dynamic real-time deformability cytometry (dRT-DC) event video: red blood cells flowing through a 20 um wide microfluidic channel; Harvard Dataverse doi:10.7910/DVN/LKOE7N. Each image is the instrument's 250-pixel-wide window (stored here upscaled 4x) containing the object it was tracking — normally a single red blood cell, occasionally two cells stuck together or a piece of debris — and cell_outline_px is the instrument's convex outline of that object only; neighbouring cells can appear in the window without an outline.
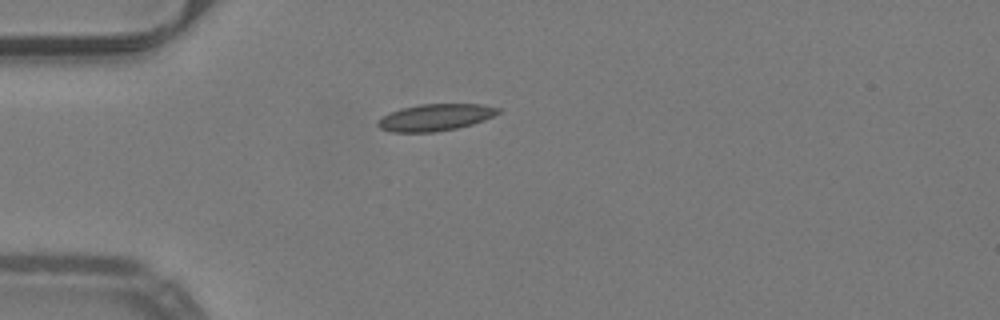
{"species": "common noctule bat (a hibernating species)", "species_latin": "Nyctalus noctula", "temperature_condition": "warm", "stored_images_in_passage": 38, "camera_frame_rate_fps": 3000, "um_per_image_px": 0.085, "animal": {"sex": "male", "body_mass_g": 19.2, "forearm_length_mm": 51.8}, "frame": {"image": 1, "passage_image": 1, "time_ms": 0.0, "image_size_px": [1000, 320], "cell_outline_px": [[500, 112], [484, 120], [472, 124], [456, 128], [436, 132], [392, 132], [380, 128], [376, 124], [388, 112], [400, 108], [420, 104], [480, 104], [500, 108]], "centroid_in_image_um": [36.99, 9.97], "position_along_channel_um": 48.0, "area_um2": 18.73}}
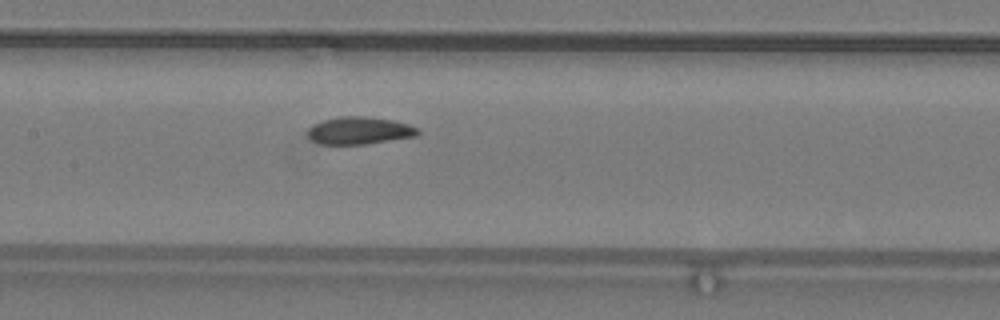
{"frame": {"image": 2, "passage_image": 12, "time_ms": 3.667, "image_size_px": [1000, 320], "cell_outline_px": [[420, 132], [416, 136], [364, 144], [316, 144], [308, 136], [308, 128], [312, 124], [324, 120], [340, 116], [364, 116], [392, 120], [408, 124], [420, 128]], "centroid_in_image_um": [30.53, 11.1], "position_along_channel_um": 176.9, "area_um2": 17.63}}
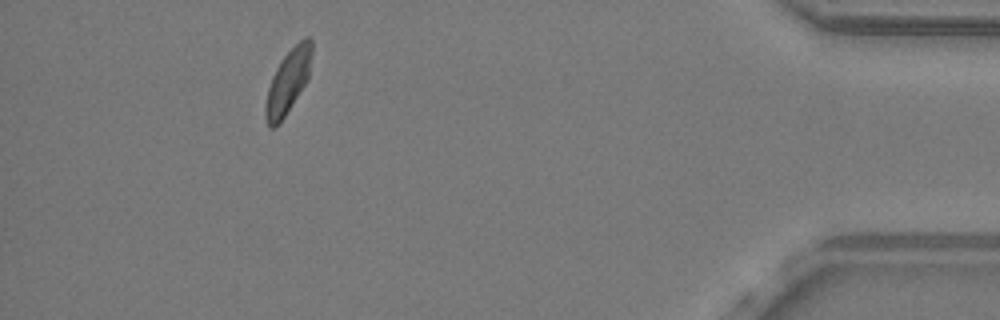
{"frame": {"image": 3, "passage_image": 34, "time_ms": 11.0, "image_size_px": [1000, 320], "cell_outline_px": [[312, 52], [308, 80], [276, 128], [268, 128], [264, 116], [264, 104], [268, 88], [272, 76], [276, 68], [284, 56], [304, 36], [308, 36], [312, 40]], "centroid_in_image_um": [24.46, 6.95], "position_along_channel_um": 410.7, "area_um2": 17.28}, "authors_computed_cell_mechanics": {"area_um2": 17.7446, "velocity_mm_per_s": 3.9785, "shape_relaxation_time_tau1_ms": 6.4284, "shape_relaxation_time_tau2_ms": 3.2693, "deformation_change_tau1": 0.1257, "deformation_change_tau2": 0.0701}}